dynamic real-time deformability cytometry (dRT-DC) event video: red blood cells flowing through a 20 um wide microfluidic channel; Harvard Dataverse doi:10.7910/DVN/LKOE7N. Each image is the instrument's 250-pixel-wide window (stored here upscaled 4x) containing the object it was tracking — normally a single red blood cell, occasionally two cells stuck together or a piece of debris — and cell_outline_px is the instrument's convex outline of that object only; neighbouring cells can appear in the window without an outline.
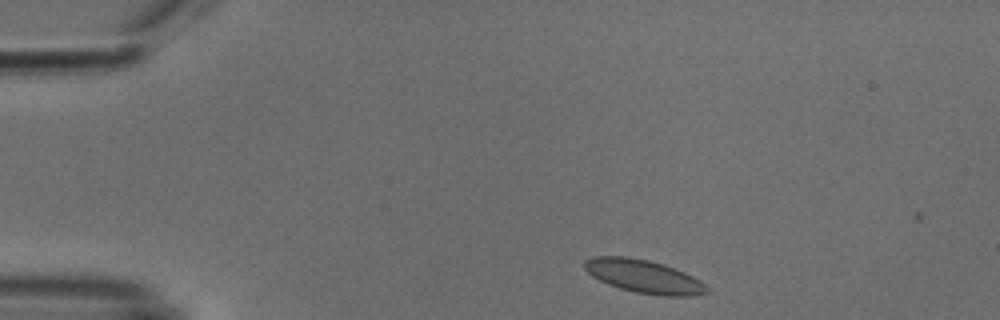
{"species": "common noctule bat (a hibernating species)", "species_latin": "Nyctalus noctula", "temperature_condition": "cold", "stored_images_in_passage": 8, "camera_frame_rate_fps": 3000, "um_per_image_px": 0.085, "animal": {"sex": "male", "body_mass_g": 18.8}, "frame": {"image": 1, "passage_image": 1, "time_ms": 0.0, "image_size_px": [1000, 320], "cell_outline_px": [[708, 292], [696, 296], [664, 296], [636, 292], [620, 288], [608, 284], [592, 276], [584, 268], [584, 260], [592, 256], [628, 256], [648, 260], [664, 264], [684, 272], [700, 280], [708, 288]], "centroid_in_image_um": [54.72, 23.49], "position_along_channel_um": 30.3, "area_um2": 23.7}}